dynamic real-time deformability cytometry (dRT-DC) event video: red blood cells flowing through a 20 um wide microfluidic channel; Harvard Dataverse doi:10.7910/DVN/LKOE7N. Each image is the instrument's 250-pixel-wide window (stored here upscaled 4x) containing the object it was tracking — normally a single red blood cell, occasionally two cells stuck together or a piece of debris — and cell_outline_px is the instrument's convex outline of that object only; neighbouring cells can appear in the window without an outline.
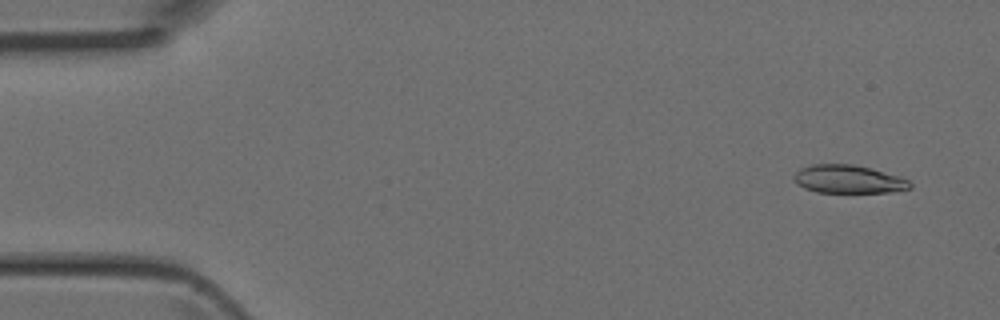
{"species": "Egyptian fruit bat (a non-hibernating species)", "species_latin": "Rousettus aegyptiacus", "temperature_condition": "room temperature", "stored_images_in_passage": 5, "camera_frame_rate_fps": 3000, "um_per_image_px": 0.085, "animal": {"sex": "female"}, "frame": {"image": 1, "passage_image": 1, "time_ms": 0.0, "image_size_px": [1000, 320], "cell_outline_px": [[912, 188], [892, 192], [816, 192], [804, 188], [792, 176], [800, 168], [812, 164], [852, 164], [900, 176], [908, 180], [912, 184]], "centroid_in_image_um": [72.13, 15.23], "position_along_channel_um": 12.9, "area_um2": 18.9}}